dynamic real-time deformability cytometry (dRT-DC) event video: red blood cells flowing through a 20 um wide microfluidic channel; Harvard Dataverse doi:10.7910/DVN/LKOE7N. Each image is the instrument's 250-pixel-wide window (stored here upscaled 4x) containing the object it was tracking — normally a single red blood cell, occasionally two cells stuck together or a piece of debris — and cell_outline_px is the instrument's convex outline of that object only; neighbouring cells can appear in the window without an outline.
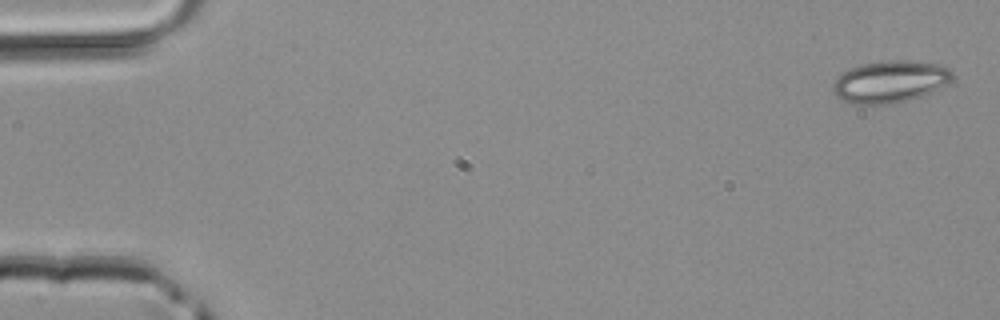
{"species": "common noctule bat (a hibernating species)", "species_latin": "Nyctalus noctula", "temperature_condition": "room temperature", "stored_images_in_passage": 2, "camera_frame_rate_fps": 3000, "um_per_image_px": 0.085, "animal": {"sex": "male", "body_mass_g": 20.4}, "frame": {"image": 1, "passage_image": 2, "time_ms": 0.333, "image_size_px": [1000, 320], "cell_outline_px": [[952, 80], [948, 84], [932, 92], [908, 100], [888, 104], [852, 104], [836, 96], [832, 92], [832, 84], [836, 76], [860, 64], [888, 60], [908, 60], [936, 64], [948, 68], [952, 72]], "centroid_in_image_um": [75.63, 6.94], "position_along_channel_um": 9.4, "area_um2": 29.3}}